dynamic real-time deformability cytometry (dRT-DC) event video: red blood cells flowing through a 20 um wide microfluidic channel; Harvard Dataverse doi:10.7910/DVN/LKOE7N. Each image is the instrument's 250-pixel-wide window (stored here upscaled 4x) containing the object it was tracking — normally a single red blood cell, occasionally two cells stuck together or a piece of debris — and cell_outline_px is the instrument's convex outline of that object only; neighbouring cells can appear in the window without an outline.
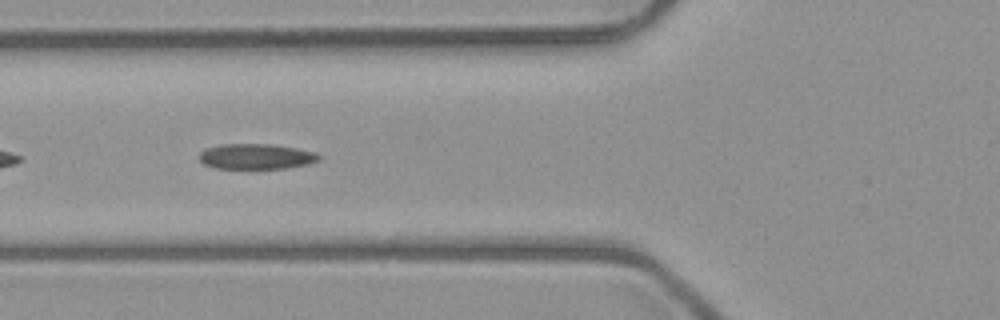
{"species": "common noctule bat (a hibernating species)", "species_latin": "Nyctalus noctula", "temperature_condition": "room temperature", "stored_images_in_passage": 7, "camera_frame_rate_fps": 3000, "um_per_image_px": 0.085, "animal": {"sex": "male", "body_mass_g": 23.1, "forearm_length_mm": 52.7}, "frame": {"image": 1, "passage_image": 5, "time_ms": 4.667, "image_size_px": [1000, 320], "cell_outline_px": [[324, 156], [320, 160], [308, 164], [284, 168], [216, 168], [204, 164], [200, 160], [200, 152], [204, 148], [224, 144], [268, 144], [296, 148], [316, 152]], "centroid_in_image_um": [21.81, 13.29], "position_along_channel_um": 104.0, "area_um2": 17.69}}
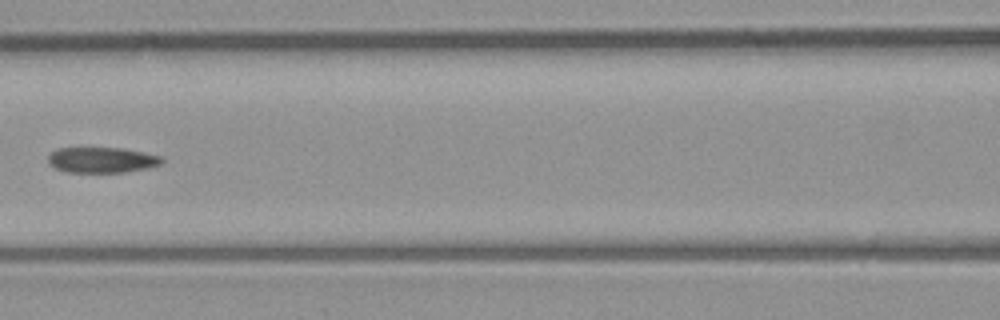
{"frame": {"image": 2, "passage_image": 6, "time_ms": 6.0, "image_size_px": [1000, 320], "cell_outline_px": [[164, 160], [160, 164], [148, 168], [124, 172], [68, 172], [56, 168], [48, 160], [48, 156], [52, 152], [60, 148], [124, 148], [160, 156]], "centroid_in_image_um": [8.68, 13.59], "position_along_channel_um": 157.9, "area_um2": 16.7}}
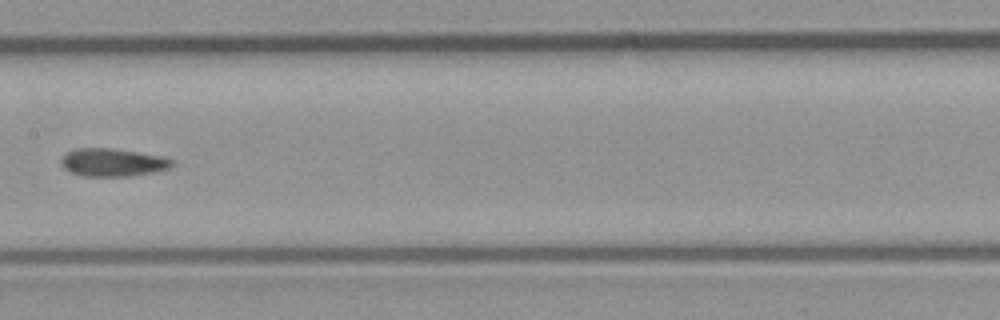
{"frame": {"image": 3, "passage_image": 7, "time_ms": 7.0, "image_size_px": [1000, 320], "cell_outline_px": [[176, 164], [168, 168], [152, 172], [132, 176], [84, 176], [72, 172], [64, 168], [60, 164], [60, 160], [64, 152], [76, 148], [112, 148], [160, 156], [176, 160]], "centroid_in_image_um": [9.56, 13.8], "position_along_channel_um": 197.8, "area_um2": 18.15}}